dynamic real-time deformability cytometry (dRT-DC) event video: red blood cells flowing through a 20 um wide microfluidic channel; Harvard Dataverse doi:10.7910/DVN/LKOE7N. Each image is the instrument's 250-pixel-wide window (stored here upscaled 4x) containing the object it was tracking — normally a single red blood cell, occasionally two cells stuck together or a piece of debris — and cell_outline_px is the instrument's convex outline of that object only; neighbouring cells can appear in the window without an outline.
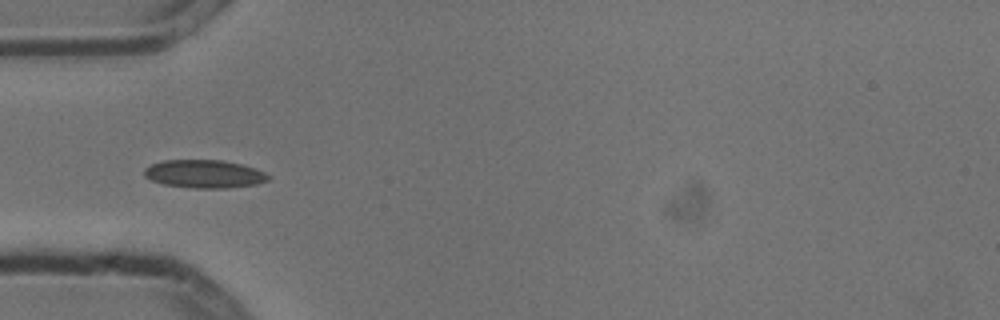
{"species": "common noctule bat (a hibernating species)", "species_latin": "Nyctalus noctula", "temperature_condition": "cold", "stored_images_in_passage": 7, "camera_frame_rate_fps": 3000, "um_per_image_px": 0.085, "animal": {"sex": "male", "body_mass_g": 13.3}, "frame": {"image": 1, "passage_image": 4, "time_ms": 1.0, "image_size_px": [1000, 320], "cell_outline_px": [[272, 176], [268, 180], [256, 184], [228, 188], [196, 188], [164, 184], [152, 180], [144, 176], [144, 168], [152, 164], [164, 160], [220, 160], [240, 164], [264, 172]], "centroid_in_image_um": [17.36, 14.78], "position_along_channel_um": 67.6, "area_um2": 20.11}}
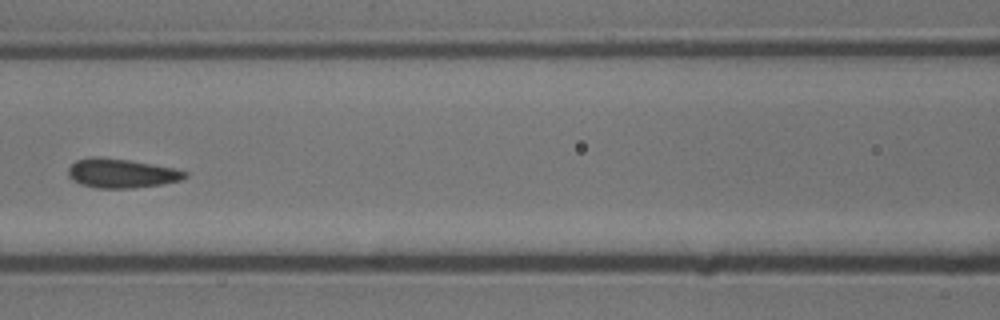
{"frame": {"image": 2, "passage_image": 6, "time_ms": 1.667, "image_size_px": [1000, 320], "cell_outline_px": [[188, 176], [180, 180], [160, 184], [132, 188], [96, 188], [80, 184], [72, 180], [68, 176], [68, 168], [76, 160], [92, 156], [100, 156], [128, 160], [176, 168], [188, 172]], "centroid_in_image_um": [10.3, 14.72], "position_along_channel_um": 156.3, "area_um2": 19.94}}
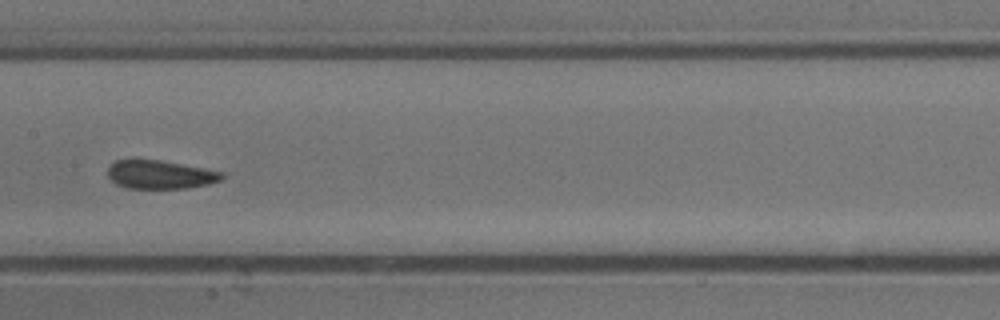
{"frame": {"image": 3, "passage_image": 7, "time_ms": 2.0, "image_size_px": [1000, 320], "cell_outline_px": [[224, 176], [220, 180], [208, 184], [188, 188], [128, 188], [116, 184], [108, 176], [108, 168], [116, 160], [160, 160], [204, 168], [224, 172]], "centroid_in_image_um": [13.63, 14.84], "position_along_channel_um": 193.8, "area_um2": 18.79}}